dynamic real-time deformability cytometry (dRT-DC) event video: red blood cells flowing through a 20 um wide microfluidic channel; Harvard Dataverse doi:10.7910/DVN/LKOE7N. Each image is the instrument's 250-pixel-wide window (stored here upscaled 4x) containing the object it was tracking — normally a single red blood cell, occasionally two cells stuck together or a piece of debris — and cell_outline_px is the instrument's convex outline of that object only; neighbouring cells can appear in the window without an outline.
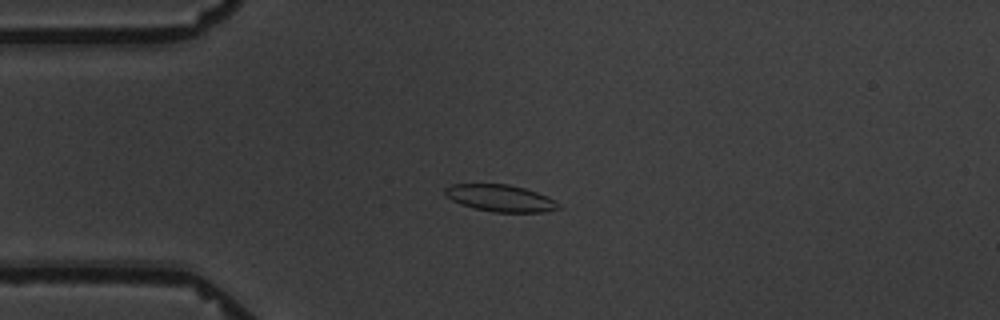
{"species": "common noctule bat (a hibernating species)", "species_latin": "Nyctalus noctula", "temperature_condition": "warm", "stored_images_in_passage": 7, "camera_frame_rate_fps": 3000, "um_per_image_px": 0.085, "animal": {"sex": "male", "body_mass_g": 19.5, "forearm_length_mm": 54.6}, "frame": {"image": 1, "passage_image": 4, "time_ms": 3.667, "image_size_px": [1000, 320], "cell_outline_px": [[560, 208], [544, 212], [492, 212], [460, 204], [444, 196], [444, 188], [452, 184], [508, 184], [524, 188], [548, 196], [560, 204]], "centroid_in_image_um": [42.51, 16.84], "position_along_channel_um": 42.5, "area_um2": 17.8}}
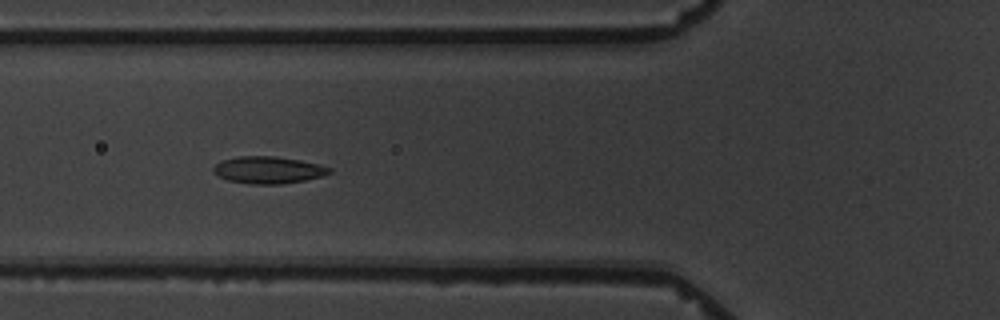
{"frame": {"image": 2, "passage_image": 6, "time_ms": 6.0, "image_size_px": [1000, 320], "cell_outline_px": [[332, 172], [320, 176], [304, 180], [280, 184], [252, 184], [228, 180], [212, 172], [212, 168], [216, 164], [224, 160], [240, 156], [272, 156], [300, 160], [320, 164], [332, 168]], "centroid_in_image_um": [22.81, 14.44], "position_along_channel_um": 103.0, "area_um2": 18.09}}
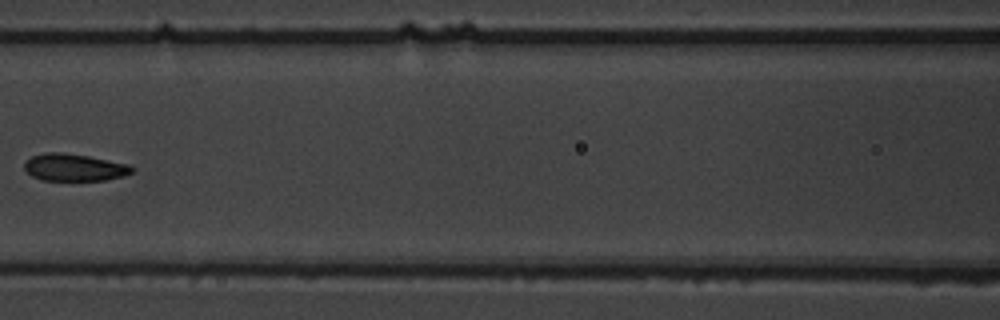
{"frame": {"image": 3, "passage_image": 7, "time_ms": 7.667, "image_size_px": [1000, 320], "cell_outline_px": [[136, 168], [132, 172], [124, 176], [104, 180], [44, 180], [32, 176], [24, 168], [24, 164], [32, 156], [44, 152], [64, 152], [88, 156], [128, 164]], "centroid_in_image_um": [6.33, 14.22], "position_along_channel_um": 160.3, "area_um2": 16.99}}